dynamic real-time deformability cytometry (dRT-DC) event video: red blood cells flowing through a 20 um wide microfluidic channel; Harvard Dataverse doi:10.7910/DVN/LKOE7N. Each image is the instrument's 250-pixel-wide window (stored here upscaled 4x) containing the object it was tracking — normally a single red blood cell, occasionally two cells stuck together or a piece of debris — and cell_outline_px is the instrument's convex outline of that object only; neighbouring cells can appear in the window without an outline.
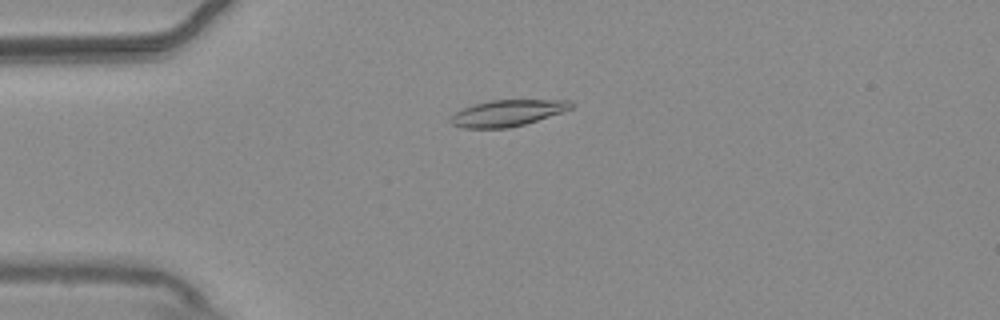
{"species": "common noctule bat (a hibernating species)", "species_latin": "Nyctalus noctula", "temperature_condition": "warm", "stored_images_in_passage": 56, "camera_frame_rate_fps": 3000, "um_per_image_px": 0.085, "animal": {"sex": "male", "body_mass_g": 20.4}, "frame": {"image": 1, "passage_image": 14, "time_ms": 4.333, "image_size_px": [1000, 320], "cell_outline_px": [[576, 104], [572, 108], [564, 112], [524, 124], [508, 128], [464, 128], [452, 124], [448, 120], [460, 108], [472, 104], [492, 100], [572, 100]], "centroid_in_image_um": [43.15, 9.6], "position_along_channel_um": 41.8, "area_um2": 18.67}}
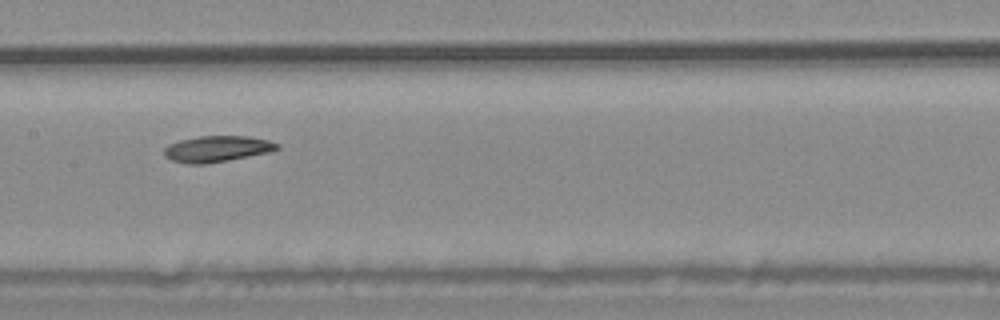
{"frame": {"image": 2, "passage_image": 28, "time_ms": 9.0, "image_size_px": [1000, 320], "cell_outline_px": [[280, 148], [268, 152], [228, 160], [204, 164], [188, 164], [172, 160], [164, 156], [164, 148], [168, 144], [180, 140], [200, 136], [248, 136], [268, 140], [280, 144]], "centroid_in_image_um": [18.43, 12.65], "position_along_channel_um": 189.0, "area_um2": 17.11}}
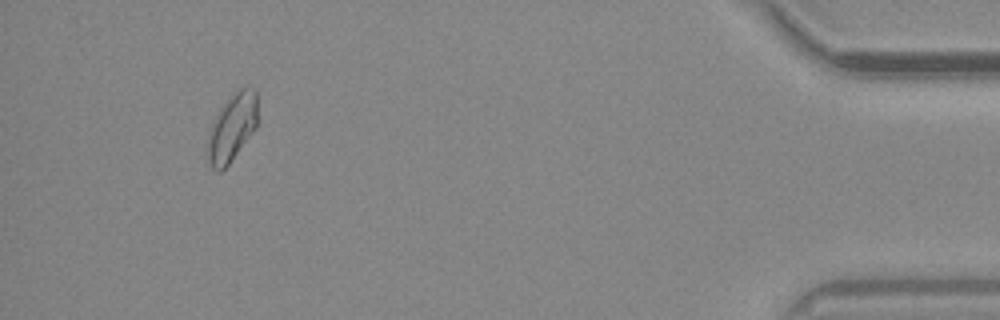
{"frame": {"image": 3, "passage_image": 52, "time_ms": 17.0, "image_size_px": [1000, 320], "cell_outline_px": [[256, 128], [228, 164], [220, 172], [216, 172], [212, 168], [208, 156], [208, 132], [220, 108], [232, 92], [244, 84], [248, 84], [256, 88]], "centroid_in_image_um": [19.74, 10.76], "position_along_channel_um": 415.5, "area_um2": 19.71}, "authors_computed_cell_mechanics": {"area_um2": 18.0625, "velocity_mm_per_s": 3.6597, "shape_relaxation_time_tau1_ms": 5.0195, "shape_relaxation_time_tau2_ms": null, "deformation_change_tau1": 0.1068, "deformation_change_tau2": null}}